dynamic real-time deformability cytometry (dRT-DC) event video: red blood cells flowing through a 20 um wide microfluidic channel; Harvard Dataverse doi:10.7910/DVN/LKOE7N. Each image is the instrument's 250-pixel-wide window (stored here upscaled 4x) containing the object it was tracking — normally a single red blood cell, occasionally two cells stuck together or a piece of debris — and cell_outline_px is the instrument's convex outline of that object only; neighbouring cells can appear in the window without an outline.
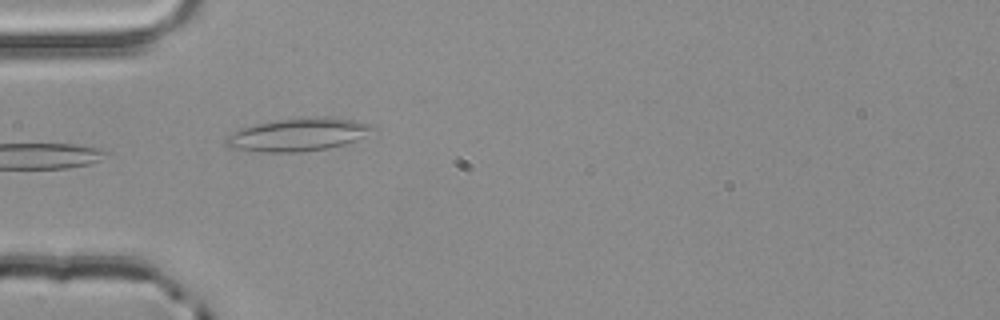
{"species": "common noctule bat (a hibernating species)", "species_latin": "Nyctalus noctula", "temperature_condition": "room temperature", "stored_images_in_passage": 4, "camera_frame_rate_fps": 3000, "um_per_image_px": 0.085, "animal": {"sex": "male", "body_mass_g": 20.4}, "frame": {"image": 1, "passage_image": 4, "time_ms": 1.0, "image_size_px": [1000, 320], "cell_outline_px": [[376, 128], [356, 140], [344, 144], [328, 148], [300, 152], [268, 152], [228, 148], [224, 144], [224, 140], [232, 132], [240, 128], [256, 124], [280, 120], [352, 120], [368, 124]], "centroid_in_image_um": [25.21, 11.51], "position_along_channel_um": 59.8, "area_um2": 26.7}}